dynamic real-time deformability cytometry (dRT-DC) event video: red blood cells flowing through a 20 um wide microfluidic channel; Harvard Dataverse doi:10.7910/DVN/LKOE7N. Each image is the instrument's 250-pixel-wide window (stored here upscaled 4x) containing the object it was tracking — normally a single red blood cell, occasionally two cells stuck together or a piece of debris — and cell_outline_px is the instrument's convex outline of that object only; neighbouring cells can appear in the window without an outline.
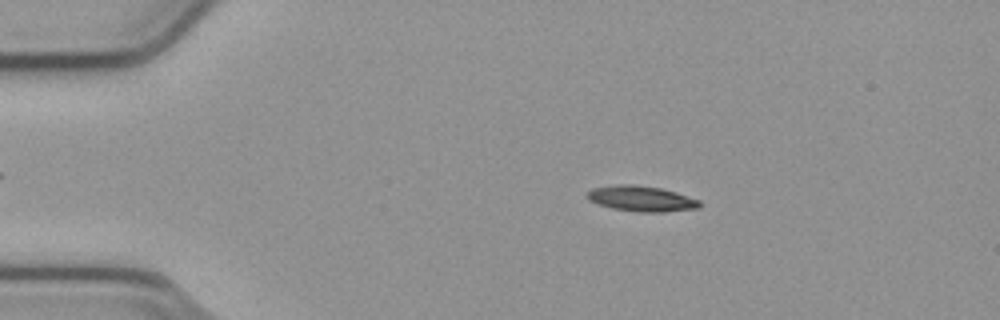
{"species": "common noctule bat (a hibernating species)", "species_latin": "Nyctalus noctula", "temperature_condition": "cold", "stored_images_in_passage": 54, "camera_frame_rate_fps": 3000, "um_per_image_px": 0.085, "animal": {"sex": "male", "body_mass_g": 23.1, "forearm_length_mm": 52.7}, "frame": {"image": 1, "passage_image": 10, "time_ms": 3.0, "image_size_px": [1000, 320], "cell_outline_px": [[704, 204], [700, 208], [664, 212], [640, 212], [612, 208], [596, 204], [588, 200], [584, 196], [592, 188], [616, 184], [628, 184], [660, 188], [676, 192], [700, 200]], "centroid_in_image_um": [54.52, 16.89], "position_along_channel_um": 30.5, "area_um2": 16.94}}
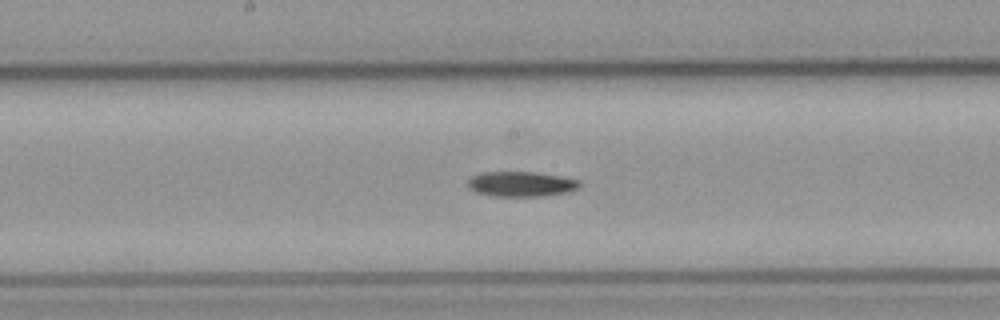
{"frame": {"image": 2, "passage_image": 28, "time_ms": 9.0, "image_size_px": [1000, 320], "cell_outline_px": [[580, 188], [568, 192], [544, 196], [492, 196], [476, 192], [468, 188], [468, 180], [472, 176], [480, 172], [536, 172], [580, 180]], "centroid_in_image_um": [44.29, 15.64], "position_along_channel_um": 203.9, "area_um2": 16.42}}
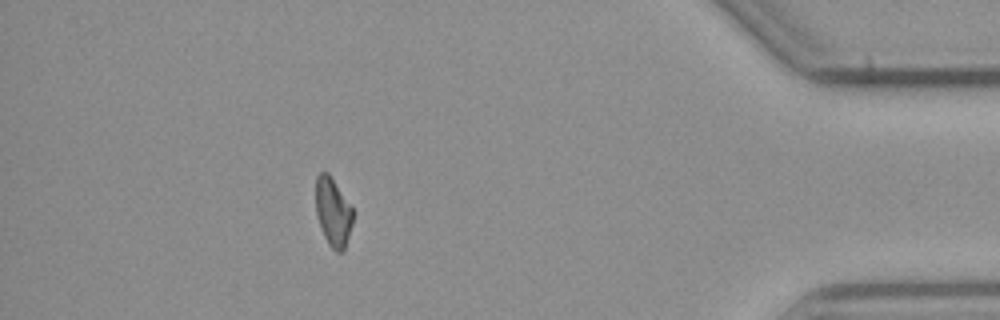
{"frame": {"image": 3, "passage_image": 48, "time_ms": 15.667, "image_size_px": [1000, 320], "cell_outline_px": [[352, 224], [344, 252], [336, 252], [328, 244], [324, 236], [316, 216], [316, 176], [320, 172], [328, 172], [352, 208]], "centroid_in_image_um": [28.29, 18.05], "position_along_channel_um": 406.9, "area_um2": 14.74}, "authors_computed_cell_mechanics": {"area_um2": 15.9239, "velocity_mm_per_s": 3.8119, "shape_relaxation_time_tau1_ms": 5.6056, "shape_relaxation_time_tau2_ms": null, "deformation_change_tau1": 0.1664, "deformation_change_tau2": null}}